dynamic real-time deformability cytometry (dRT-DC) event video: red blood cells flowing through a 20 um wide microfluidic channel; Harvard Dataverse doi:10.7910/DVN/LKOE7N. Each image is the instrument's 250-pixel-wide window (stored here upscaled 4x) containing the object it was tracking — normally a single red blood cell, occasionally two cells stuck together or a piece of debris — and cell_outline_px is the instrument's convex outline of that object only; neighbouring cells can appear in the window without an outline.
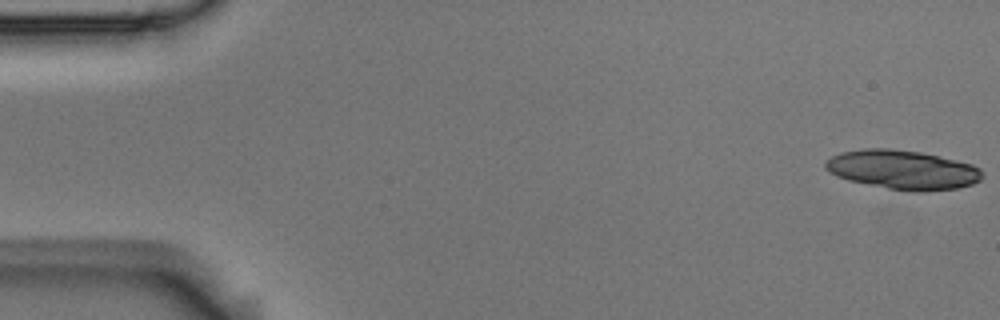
{"species": "Egyptian fruit bat (a non-hibernating species)", "species_latin": "Rousettus aegyptiacus", "temperature_condition": "room temperature", "stored_images_in_passage": 5, "camera_frame_rate_fps": 3000, "um_per_image_px": 0.085, "animal": {"sex": "male"}, "frame": {"image": 1, "passage_image": 1, "time_ms": 0.0, "image_size_px": [1000, 320], "cell_outline_px": [[984, 176], [980, 180], [972, 184], [956, 188], [920, 192], [916, 192], [888, 188], [848, 180], [836, 176], [828, 172], [824, 168], [824, 164], [832, 156], [840, 152], [864, 148], [888, 148], [920, 152], [972, 164], [980, 168], [984, 172]], "centroid_in_image_um": [76.72, 14.42], "position_along_channel_um": 8.3, "area_um2": 35.78}}